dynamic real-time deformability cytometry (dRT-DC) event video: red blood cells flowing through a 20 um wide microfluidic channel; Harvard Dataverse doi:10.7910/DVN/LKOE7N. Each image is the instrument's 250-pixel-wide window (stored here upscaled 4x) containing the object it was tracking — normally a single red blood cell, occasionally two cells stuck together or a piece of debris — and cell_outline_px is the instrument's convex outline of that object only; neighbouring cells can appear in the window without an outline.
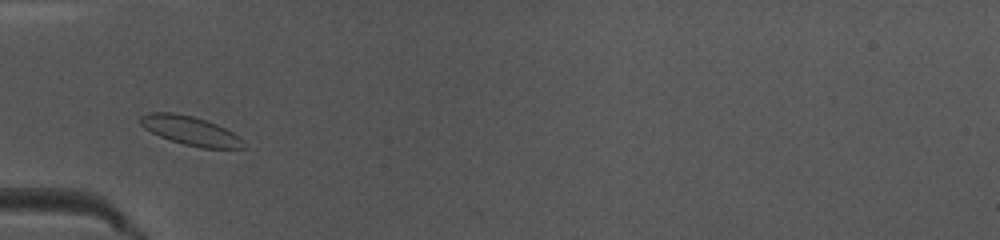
{"species": "common noctule bat (a hibernating species)", "species_latin": "Nyctalus noctula", "temperature_condition": "warm", "stored_images_in_passage": 34, "camera_frame_rate_fps": 3000, "um_per_image_px": 0.085, "animal": {"sex": "female", "body_mass_g": 10.0, "forearm_length_mm": 53.1}, "frame": {"image": 1, "passage_image": 1, "time_ms": 0.0, "image_size_px": [1000, 240], "cell_outline_px": [[248, 148], [200, 148], [184, 144], [160, 136], [144, 128], [140, 124], [140, 116], [148, 112], [176, 112], [192, 116], [216, 124], [240, 136], [244, 140]], "centroid_in_image_um": [16.21, 11.11], "position_along_channel_um": 68.8, "area_um2": 17.46}}
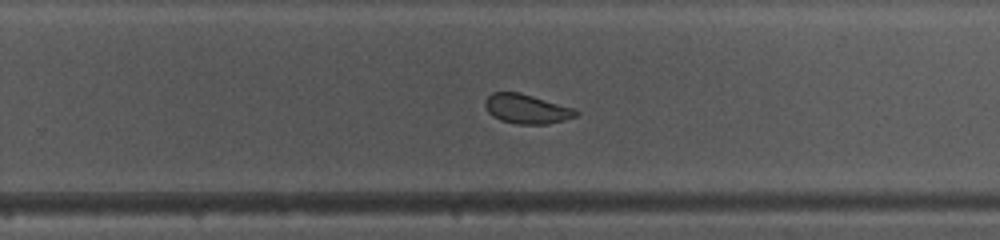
{"frame": {"image": 2, "passage_image": 17, "time_ms": 5.333, "image_size_px": [1000, 240], "cell_outline_px": [[580, 112], [576, 116], [564, 120], [548, 124], [516, 124], [500, 120], [492, 116], [488, 112], [484, 104], [484, 100], [492, 92], [520, 92], [572, 108]], "centroid_in_image_um": [44.72, 9.26], "position_along_channel_um": 285.1, "area_um2": 15.55}}
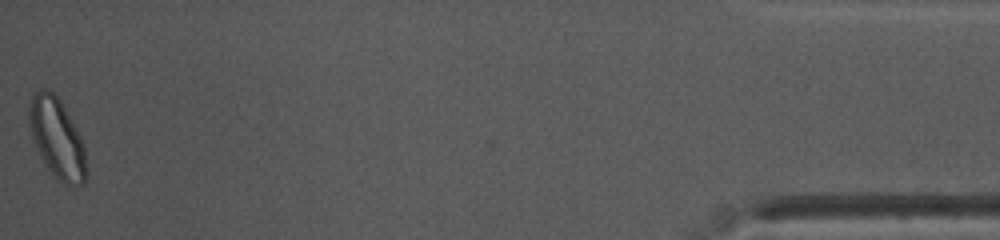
{"frame": {"image": 3, "passage_image": 34, "time_ms": 11.0, "image_size_px": [1000, 240], "cell_outline_px": [[84, 184], [64, 184], [48, 168], [40, 156], [32, 140], [28, 120], [28, 112], [32, 92], [40, 88], [44, 88], [52, 92], [60, 100], [80, 136], [84, 144]], "centroid_in_image_um": [4.78, 11.67], "position_along_channel_um": 430.4, "area_um2": 26.07}, "authors_computed_cell_mechanics": {"area_um2": 16.4441, "velocity_mm_per_s": 4.0548, "shape_relaxation_time_tau1_ms": 2.0129, "shape_relaxation_time_tau2_ms": null, "deformation_change_tau1": 0.0957, "deformation_change_tau2": null}}